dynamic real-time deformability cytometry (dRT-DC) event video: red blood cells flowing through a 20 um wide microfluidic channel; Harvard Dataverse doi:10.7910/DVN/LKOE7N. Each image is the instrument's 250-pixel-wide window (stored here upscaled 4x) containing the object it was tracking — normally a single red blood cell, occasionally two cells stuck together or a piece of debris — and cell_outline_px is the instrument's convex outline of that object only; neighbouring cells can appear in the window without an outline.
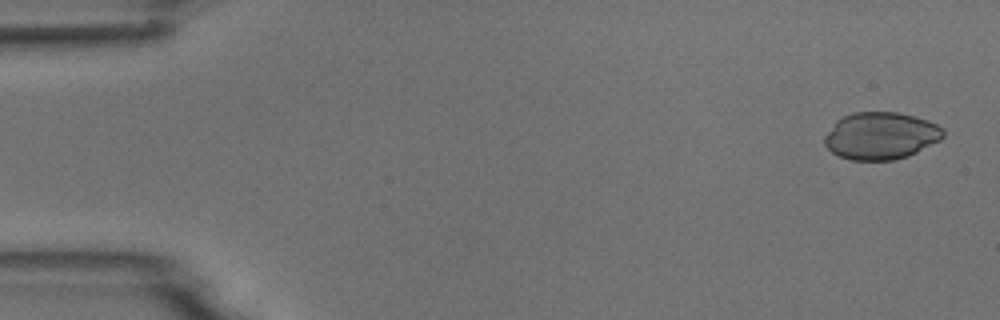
{"species": "common noctule bat (a hibernating species)", "species_latin": "Nyctalus noctula", "temperature_condition": "room temperature", "stored_images_in_passage": 4, "camera_frame_rate_fps": 3000, "um_per_image_px": 0.085, "animal": {"sex": "male", "body_mass_g": 18.8}, "frame": {"image": 1, "passage_image": 1, "time_ms": 0.0, "image_size_px": [1000, 320], "cell_outline_px": [[944, 136], [940, 140], [908, 156], [892, 160], [852, 160], [840, 156], [832, 152], [824, 144], [824, 136], [836, 120], [852, 112], [896, 112], [916, 116], [928, 120], [936, 124], [944, 132]], "centroid_in_image_um": [74.85, 11.53], "position_along_channel_um": 10.1, "area_um2": 32.6}}